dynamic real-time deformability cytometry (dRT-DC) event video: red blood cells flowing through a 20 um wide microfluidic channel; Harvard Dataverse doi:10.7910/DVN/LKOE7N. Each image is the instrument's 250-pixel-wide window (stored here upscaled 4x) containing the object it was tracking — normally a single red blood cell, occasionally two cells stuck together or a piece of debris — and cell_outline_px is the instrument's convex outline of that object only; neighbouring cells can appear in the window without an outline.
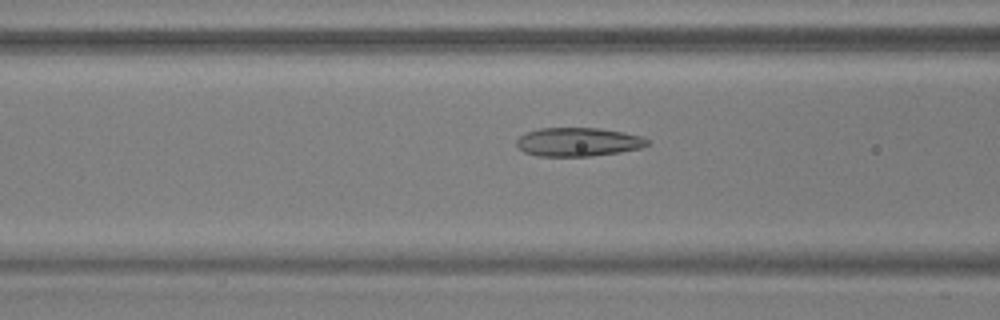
{"species": "common noctule bat (a hibernating species)", "species_latin": "Nyctalus noctula", "temperature_condition": "warm", "stored_images_in_passage": 48, "camera_frame_rate_fps": 3000, "um_per_image_px": 0.085, "animal": {"sex": "male", "body_mass_g": 17.9, "forearm_length_mm": 54.2}, "frame": {"image": 1, "passage_image": 16, "time_ms": 5.0, "image_size_px": [1000, 320], "cell_outline_px": [[648, 144], [640, 148], [620, 152], [592, 156], [536, 156], [524, 152], [516, 144], [516, 140], [524, 132], [540, 128], [600, 128], [624, 132], [640, 136], [648, 140]], "centroid_in_image_um": [49.11, 12.06], "position_along_channel_um": 117.5, "area_um2": 21.91}}
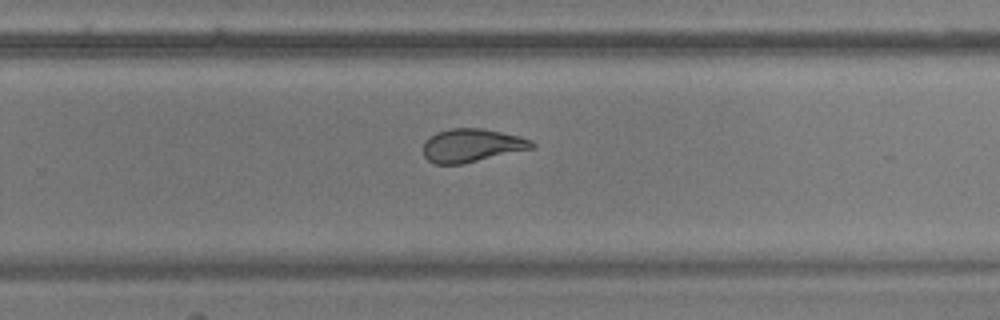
{"frame": {"image": 2, "passage_image": 30, "time_ms": 9.667, "image_size_px": [1000, 320], "cell_outline_px": [[536, 148], [460, 164], [436, 164], [428, 160], [424, 156], [424, 144], [432, 136], [440, 132], [452, 128], [480, 128], [520, 136], [532, 140], [536, 144]], "centroid_in_image_um": [40.17, 12.37], "position_along_channel_um": 289.6, "area_um2": 20.81}}
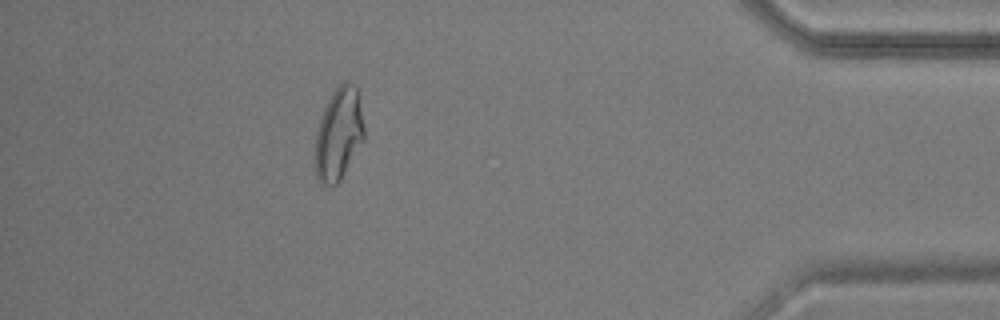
{"frame": {"image": 3, "passage_image": 43, "time_ms": 14.0, "image_size_px": [1000, 320], "cell_outline_px": [[364, 140], [340, 180], [332, 188], [320, 184], [316, 180], [316, 132], [320, 116], [332, 92], [344, 80], [348, 80], [356, 88], [364, 128]], "centroid_in_image_um": [28.77, 11.43], "position_along_channel_um": 406.4, "area_um2": 26.3}, "authors_computed_cell_mechanics": {"area_um2": 22.8599, "velocity_mm_per_s": 3.7032, "shape_relaxation_time_tau1_ms": null, "shape_relaxation_time_tau2_ms": 1.2904, "deformation_change_tau1": null, "deformation_change_tau2": 0.0749}}